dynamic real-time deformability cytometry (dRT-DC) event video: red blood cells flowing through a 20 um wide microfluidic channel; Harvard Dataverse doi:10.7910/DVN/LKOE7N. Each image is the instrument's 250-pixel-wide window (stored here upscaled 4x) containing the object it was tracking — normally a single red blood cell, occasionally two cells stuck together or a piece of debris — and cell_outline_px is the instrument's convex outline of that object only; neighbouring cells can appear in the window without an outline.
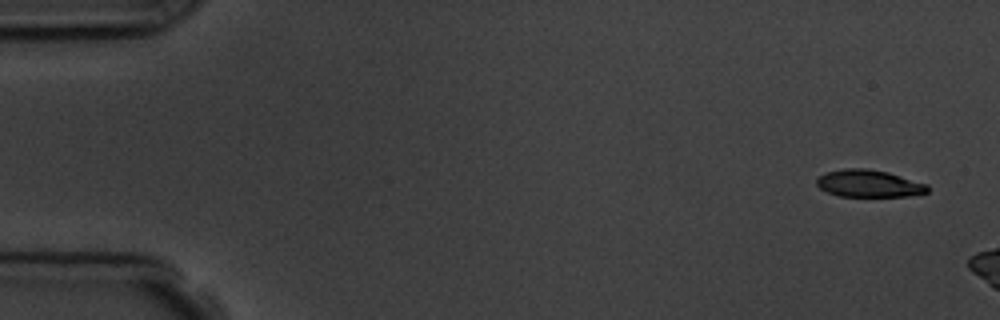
{"species": "common noctule bat (a hibernating species)", "species_latin": "Nyctalus noctula", "temperature_condition": "room temperature", "stored_images_in_passage": 3, "camera_frame_rate_fps": 3000, "um_per_image_px": 0.085, "animal": {"sex": "male", "body_mass_g": 19.5, "forearm_length_mm": 54.6}, "frame": {"image": 1, "passage_image": 1, "time_ms": 0.0, "image_size_px": [1000, 320], "cell_outline_px": [[928, 192], [908, 196], [840, 196], [828, 192], [820, 188], [816, 184], [816, 180], [820, 176], [828, 172], [844, 168], [868, 168], [888, 172], [928, 184]], "centroid_in_image_um": [73.87, 15.59], "position_along_channel_um": 11.1, "area_um2": 17.51}}